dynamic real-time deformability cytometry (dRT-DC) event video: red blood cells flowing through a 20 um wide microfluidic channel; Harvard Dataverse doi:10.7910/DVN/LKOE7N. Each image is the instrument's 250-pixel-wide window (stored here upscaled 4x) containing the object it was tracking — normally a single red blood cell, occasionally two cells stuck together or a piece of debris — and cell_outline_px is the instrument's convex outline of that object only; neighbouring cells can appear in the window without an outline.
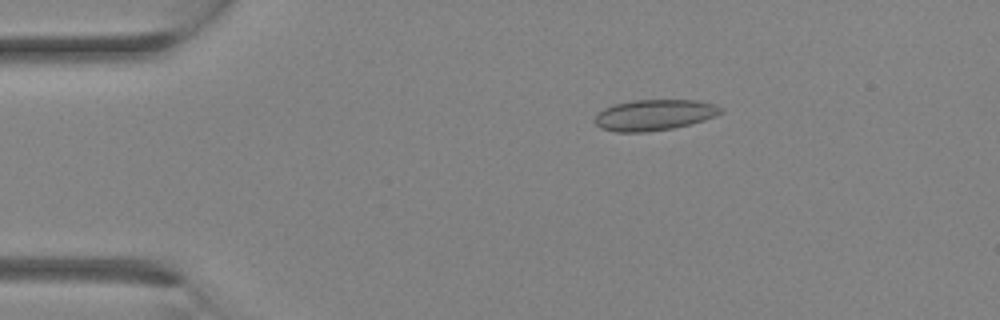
{"species": "Egyptian fruit bat (a non-hibernating species)", "species_latin": "Rousettus aegyptiacus", "temperature_condition": "room temperature", "stored_images_in_passage": 12, "camera_frame_rate_fps": 3000, "um_per_image_px": 0.085, "animal": {"sex": "female"}, "frame": {"image": 1, "passage_image": 5, "time_ms": 1.333, "image_size_px": [1000, 320], "cell_outline_px": [[724, 108], [716, 116], [692, 124], [672, 128], [644, 132], [616, 132], [600, 128], [596, 124], [596, 116], [604, 108], [612, 104], [632, 100], [696, 100], [716, 104]], "centroid_in_image_um": [55.63, 9.76], "position_along_channel_um": 29.4, "area_um2": 22.72}}
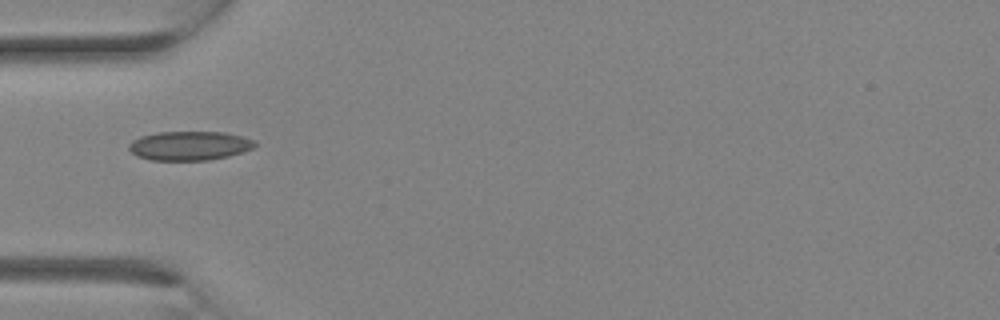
{"frame": {"image": 2, "passage_image": 9, "time_ms": 2.667, "image_size_px": [1000, 320], "cell_outline_px": [[256, 144], [252, 148], [228, 156], [208, 160], [152, 160], [136, 156], [128, 148], [128, 144], [132, 140], [140, 136], [156, 132], [224, 132], [256, 140]], "centroid_in_image_um": [16.06, 12.38], "position_along_channel_um": 68.9, "area_um2": 21.33}}
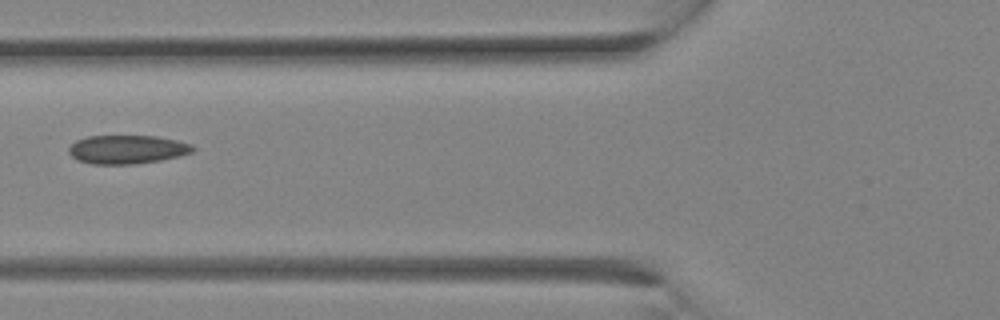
{"frame": {"image": 3, "passage_image": 11, "time_ms": 3.333, "image_size_px": [1000, 320], "cell_outline_px": [[196, 148], [192, 152], [180, 156], [160, 160], [136, 164], [92, 164], [76, 160], [68, 152], [68, 148], [76, 140], [88, 136], [156, 136], [176, 140], [192, 144]], "centroid_in_image_um": [10.8, 12.7], "position_along_channel_um": 115.0, "area_um2": 20.81}}